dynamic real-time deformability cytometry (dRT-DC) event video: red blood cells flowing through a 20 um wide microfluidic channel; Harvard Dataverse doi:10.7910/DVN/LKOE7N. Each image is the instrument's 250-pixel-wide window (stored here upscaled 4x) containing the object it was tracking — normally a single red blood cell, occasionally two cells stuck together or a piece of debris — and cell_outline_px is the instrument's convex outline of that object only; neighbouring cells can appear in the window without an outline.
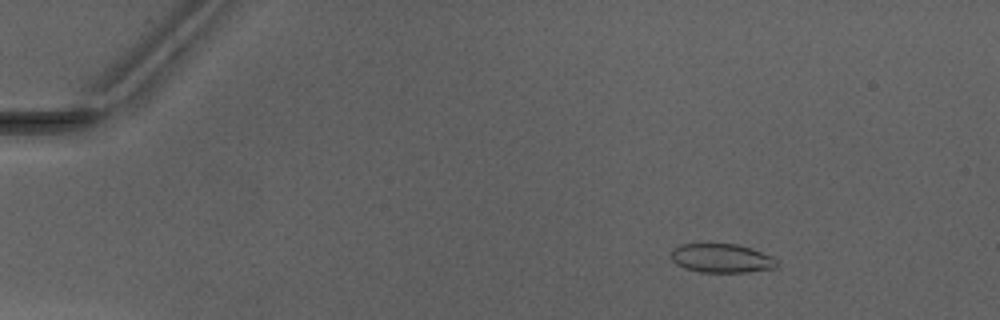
{"species": "Egyptian fruit bat (a non-hibernating species)", "species_latin": "Rousettus aegyptiacus", "temperature_condition": "warm", "stored_images_in_passage": 48, "camera_frame_rate_fps": 3000, "um_per_image_px": 0.085, "animal": {"sex": "male"}, "frame": {"image": 1, "passage_image": 5, "time_ms": 1.333, "image_size_px": [1000, 320], "cell_outline_px": [[776, 268], [744, 272], [700, 272], [684, 268], [676, 264], [672, 260], [672, 248], [680, 244], [736, 244], [752, 248], [776, 260]], "centroid_in_image_um": [61.28, 21.95], "position_along_channel_um": 23.7, "area_um2": 17.63}}
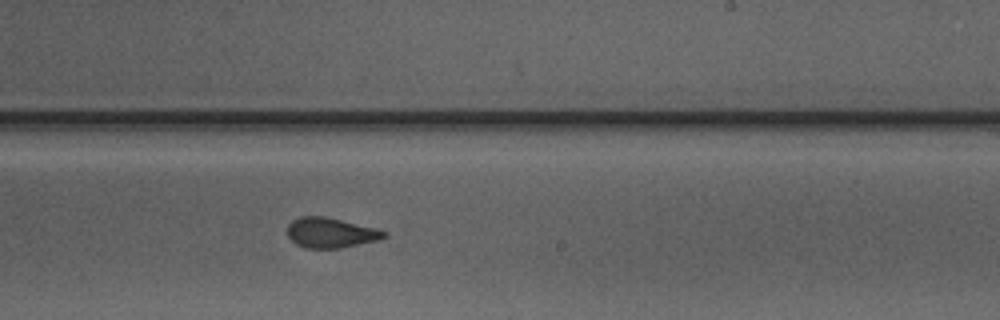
{"frame": {"image": 2, "passage_image": 29, "time_ms": 9.333, "image_size_px": [1000, 320], "cell_outline_px": [[388, 236], [376, 240], [340, 248], [304, 248], [296, 244], [288, 236], [288, 224], [292, 220], [300, 216], [324, 216], [376, 228], [388, 232]], "centroid_in_image_um": [28.09, 19.78], "position_along_channel_um": 260.9, "area_um2": 16.88}}
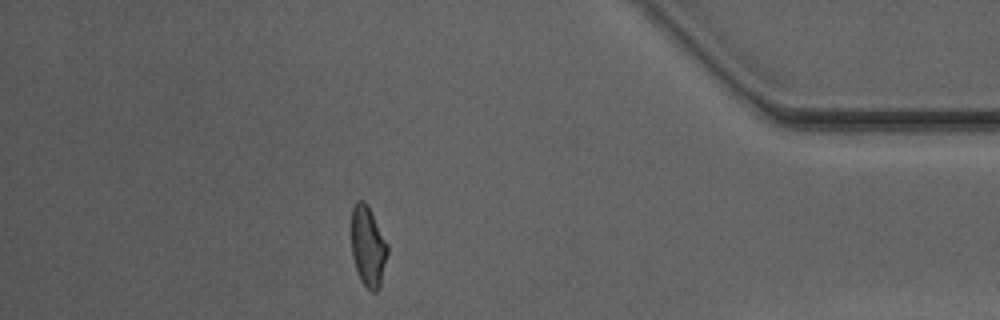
{"frame": {"image": 3, "passage_image": 42, "time_ms": 13.667, "image_size_px": [1000, 320], "cell_outline_px": [[388, 252], [380, 288], [376, 292], [372, 292], [360, 280], [352, 256], [352, 208], [356, 200], [364, 200], [368, 204], [388, 244]], "centroid_in_image_um": [31.29, 20.93], "position_along_channel_um": 403.9, "area_um2": 17.05}, "authors_computed_cell_mechanics": {"area_um2": 17.3111, "velocity_mm_per_s": 4.1627, "shape_relaxation_time_tau1_ms": null, "shape_relaxation_time_tau2_ms": 1.3237, "deformation_change_tau1": null, "deformation_change_tau2": 0.0731}}